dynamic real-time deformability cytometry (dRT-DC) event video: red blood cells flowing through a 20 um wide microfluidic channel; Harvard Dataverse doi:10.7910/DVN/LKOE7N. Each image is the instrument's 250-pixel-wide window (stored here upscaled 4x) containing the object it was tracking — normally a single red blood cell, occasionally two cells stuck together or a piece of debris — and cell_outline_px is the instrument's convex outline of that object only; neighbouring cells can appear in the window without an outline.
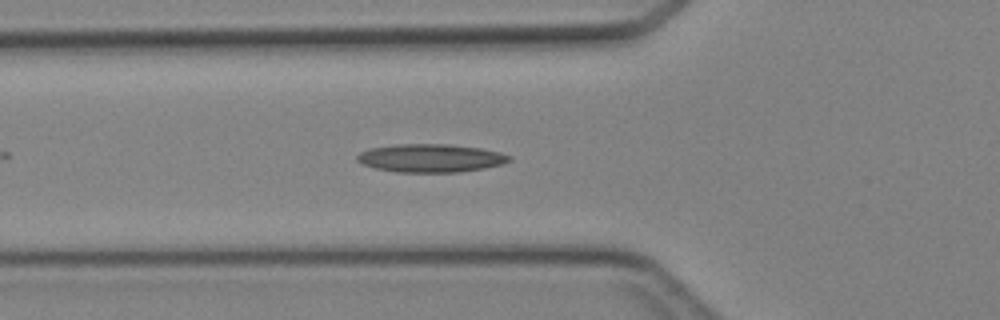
{"species": "Egyptian fruit bat (a non-hibernating species)", "species_latin": "Rousettus aegyptiacus", "temperature_condition": "cold", "stored_images_in_passage": 8, "camera_frame_rate_fps": 3000, "um_per_image_px": 0.085, "animal": {"sex": "female"}, "frame": {"image": 1, "passage_image": 2, "time_ms": 0.333, "image_size_px": [1000, 320], "cell_outline_px": [[512, 160], [504, 164], [484, 168], [460, 172], [396, 172], [376, 168], [364, 164], [356, 160], [356, 156], [360, 152], [372, 148], [396, 144], [448, 144], [480, 148], [500, 152], [512, 156]], "centroid_in_image_um": [36.65, 13.44], "position_along_channel_um": 89.2, "area_um2": 25.03}}
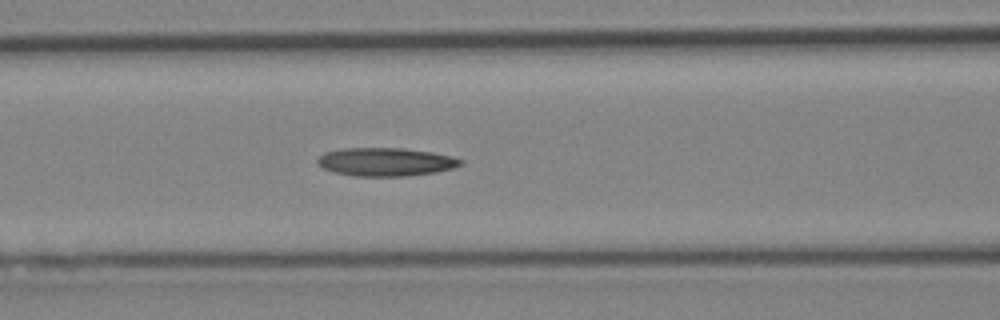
{"frame": {"image": 2, "passage_image": 5, "time_ms": 1.333, "image_size_px": [1000, 320], "cell_outline_px": [[464, 160], [460, 164], [452, 168], [436, 172], [408, 176], [352, 176], [332, 172], [316, 164], [316, 160], [324, 152], [344, 148], [404, 148], [432, 152], [452, 156]], "centroid_in_image_um": [32.75, 13.76], "position_along_channel_um": 133.9, "area_um2": 23.76}}